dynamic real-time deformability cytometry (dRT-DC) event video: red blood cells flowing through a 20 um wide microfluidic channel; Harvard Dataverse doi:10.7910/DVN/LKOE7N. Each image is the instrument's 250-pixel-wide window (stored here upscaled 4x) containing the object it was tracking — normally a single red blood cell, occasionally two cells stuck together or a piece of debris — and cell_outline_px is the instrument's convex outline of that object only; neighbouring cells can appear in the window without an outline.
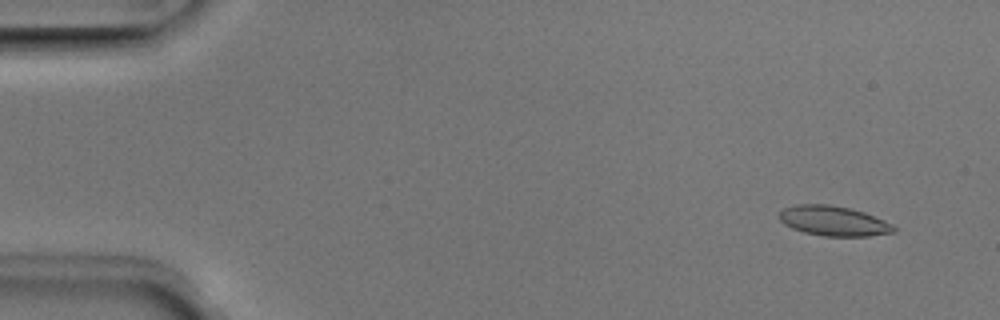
{"species": "Egyptian fruit bat (a non-hibernating species)", "species_latin": "Rousettus aegyptiacus", "temperature_condition": "room temperature", "stored_images_in_passage": 15, "camera_frame_rate_fps": 3000, "um_per_image_px": 0.085, "animal": {"sex": "male"}, "frame": {"image": 1, "passage_image": 4, "time_ms": 1.0, "image_size_px": [1000, 320], "cell_outline_px": [[896, 232], [868, 236], [824, 236], [804, 232], [792, 228], [784, 224], [780, 220], [780, 212], [784, 208], [796, 204], [828, 204], [852, 208], [864, 212], [884, 220], [892, 224], [896, 228]], "centroid_in_image_um": [70.87, 18.77], "position_along_channel_um": 14.1, "area_um2": 20.0}}